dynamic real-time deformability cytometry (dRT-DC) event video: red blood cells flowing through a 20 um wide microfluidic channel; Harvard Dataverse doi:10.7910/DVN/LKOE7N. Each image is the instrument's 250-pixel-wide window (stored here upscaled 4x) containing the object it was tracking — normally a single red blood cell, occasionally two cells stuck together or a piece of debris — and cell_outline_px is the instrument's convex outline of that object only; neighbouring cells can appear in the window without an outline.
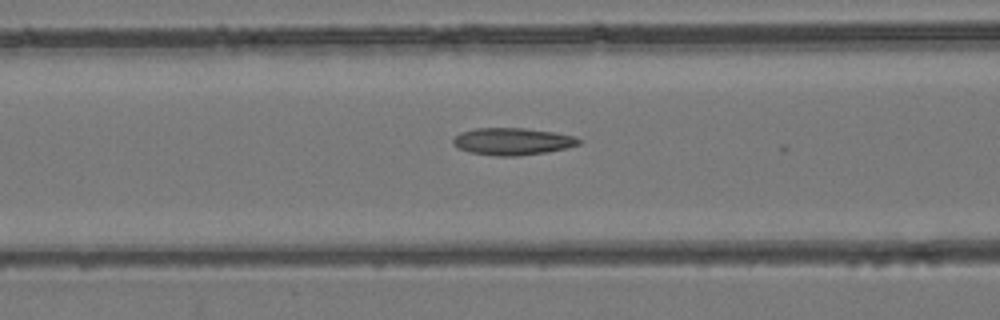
{"species": "common noctule bat (a hibernating species)", "species_latin": "Nyctalus noctula", "temperature_condition": "room temperature", "stored_images_in_passage": 21, "camera_frame_rate_fps": 3000, "um_per_image_px": 0.085, "animal": {"sex": "female", "body_mass_g": 24.6, "forearm_length_mm": 56.2}, "frame": {"image": 1, "passage_image": 20, "time_ms": 6.333, "image_size_px": [1000, 320], "cell_outline_px": [[580, 144], [548, 152], [520, 156], [496, 156], [468, 152], [456, 148], [452, 144], [452, 140], [460, 132], [476, 128], [524, 128], [552, 132], [572, 136], [580, 140]], "centroid_in_image_um": [43.49, 12.03], "position_along_channel_um": 123.1, "area_um2": 19.88}}